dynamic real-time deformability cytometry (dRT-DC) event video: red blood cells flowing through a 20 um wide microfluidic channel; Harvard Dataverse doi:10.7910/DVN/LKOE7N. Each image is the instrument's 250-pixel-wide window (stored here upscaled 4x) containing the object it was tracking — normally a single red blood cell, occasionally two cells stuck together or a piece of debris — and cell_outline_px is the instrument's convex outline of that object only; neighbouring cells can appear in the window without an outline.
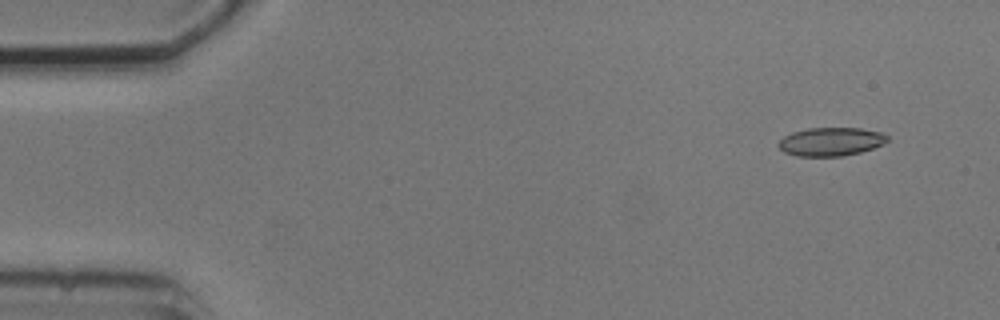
{"species": "common noctule bat (a hibernating species)", "species_latin": "Nyctalus noctula", "temperature_condition": "cold", "stored_images_in_passage": 3, "camera_frame_rate_fps": 3000, "um_per_image_px": 0.085, "animal": {"sex": "male", "body_mass_g": 20.5, "forearm_length_mm": 52.5}, "frame": {"image": 1, "passage_image": 1, "time_ms": 0.0, "image_size_px": [1000, 320], "cell_outline_px": [[888, 140], [884, 144], [860, 152], [840, 156], [796, 156], [784, 152], [776, 144], [784, 136], [792, 132], [808, 128], [860, 128], [880, 132], [888, 136]], "centroid_in_image_um": [70.6, 12.04], "position_along_channel_um": 14.4, "area_um2": 18.03}}